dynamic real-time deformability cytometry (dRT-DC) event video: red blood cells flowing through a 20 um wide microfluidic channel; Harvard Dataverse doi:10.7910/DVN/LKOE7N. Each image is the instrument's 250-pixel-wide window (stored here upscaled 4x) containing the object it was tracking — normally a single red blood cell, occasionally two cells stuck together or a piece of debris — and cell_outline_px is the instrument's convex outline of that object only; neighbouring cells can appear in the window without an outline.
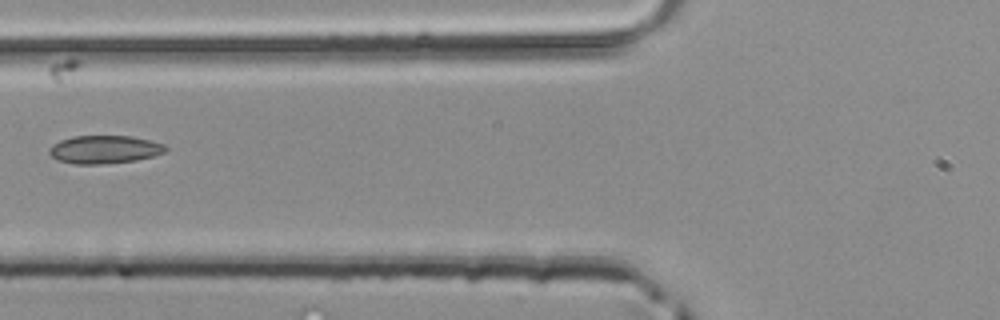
{"species": "common noctule bat (a hibernating species)", "species_latin": "Nyctalus noctula", "temperature_condition": "room temperature", "stored_images_in_passage": 2, "camera_frame_rate_fps": 3000, "um_per_image_px": 0.085, "animal": {"sex": "male", "body_mass_g": 20.4}, "frame": {"image": 1, "passage_image": 2, "time_ms": 0.333, "image_size_px": [1000, 320], "cell_outline_px": [[168, 148], [164, 152], [152, 156], [136, 160], [100, 164], [72, 164], [60, 160], [52, 156], [48, 152], [52, 144], [60, 140], [72, 136], [132, 136], [164, 144]], "centroid_in_image_um": [8.86, 12.7], "position_along_channel_um": 116.9, "area_um2": 18.9}}